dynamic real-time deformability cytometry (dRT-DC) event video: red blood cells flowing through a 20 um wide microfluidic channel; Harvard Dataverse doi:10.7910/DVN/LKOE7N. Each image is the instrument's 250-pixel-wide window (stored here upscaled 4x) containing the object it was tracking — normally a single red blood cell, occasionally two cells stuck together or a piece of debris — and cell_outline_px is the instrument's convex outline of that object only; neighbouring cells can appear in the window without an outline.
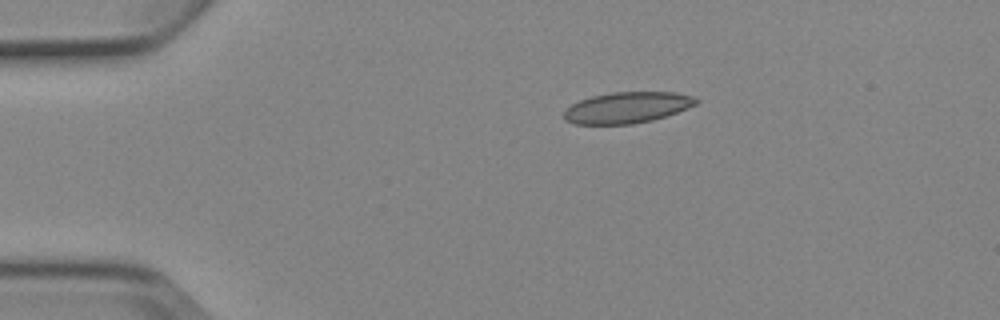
{"species": "Egyptian fruit bat (a non-hibernating species)", "species_latin": "Rousettus aegyptiacus", "temperature_condition": "cold", "stored_images_in_passage": 8, "camera_frame_rate_fps": 3000, "um_per_image_px": 0.085, "animal": {"sex": "female"}, "frame": {"image": 1, "passage_image": 3, "time_ms": 3.333, "image_size_px": [1000, 320], "cell_outline_px": [[700, 100], [696, 104], [688, 108], [652, 120], [632, 124], [576, 124], [564, 120], [564, 112], [572, 104], [580, 100], [592, 96], [612, 92], [676, 92], [696, 96]], "centroid_in_image_um": [53.34, 9.13], "position_along_channel_um": 31.7, "area_um2": 23.93}}
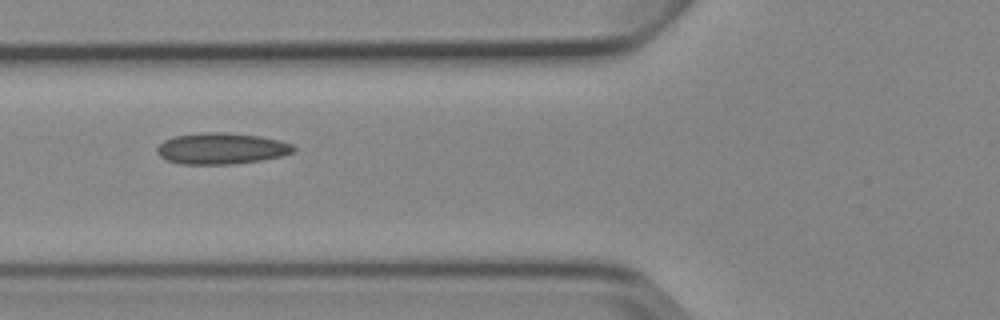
{"frame": {"image": 2, "passage_image": 6, "time_ms": 6.667, "image_size_px": [1000, 320], "cell_outline_px": [[296, 148], [292, 152], [280, 156], [260, 160], [232, 164], [180, 164], [168, 160], [160, 156], [156, 152], [156, 148], [164, 140], [172, 136], [204, 132], [224, 132], [260, 136], [280, 140], [292, 144]], "centroid_in_image_um": [18.79, 12.61], "position_along_channel_um": 107.0, "area_um2": 24.85}}
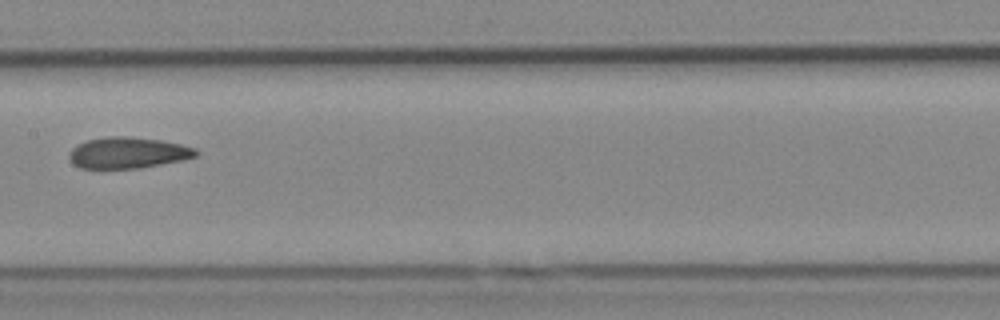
{"frame": {"image": 3, "passage_image": 8, "time_ms": 9.0, "image_size_px": [1000, 320], "cell_outline_px": [[200, 152], [196, 156], [184, 160], [136, 168], [80, 168], [72, 164], [68, 156], [68, 152], [72, 148], [88, 140], [108, 136], [124, 136], [160, 140], [180, 144], [196, 148]], "centroid_in_image_um": [10.87, 12.99], "position_along_channel_um": 196.5, "area_um2": 22.95}}